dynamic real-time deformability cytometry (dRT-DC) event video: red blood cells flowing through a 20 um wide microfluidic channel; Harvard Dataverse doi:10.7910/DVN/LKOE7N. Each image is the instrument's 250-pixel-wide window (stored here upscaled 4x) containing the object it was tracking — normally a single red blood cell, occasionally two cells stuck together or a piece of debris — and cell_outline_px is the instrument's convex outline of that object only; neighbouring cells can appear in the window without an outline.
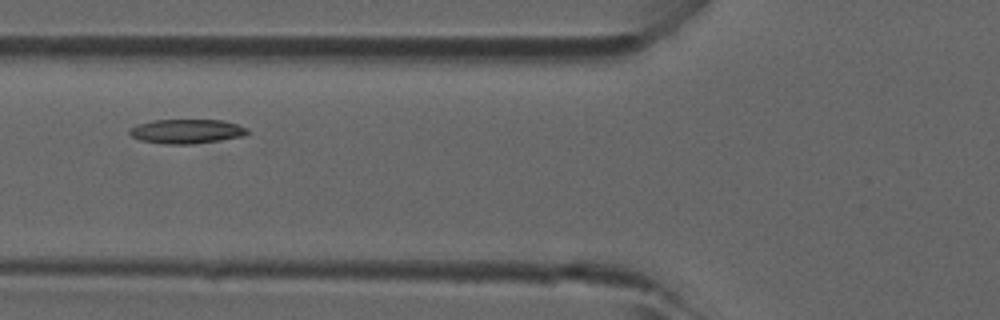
{"species": "common noctule bat (a hibernating species)", "species_latin": "Nyctalus noctula", "temperature_condition": "room temperature", "stored_images_in_passage": 5, "camera_frame_rate_fps": 3000, "um_per_image_px": 0.085, "animal": {"sex": "male", "forearm_length_mm": 52.5}, "frame": {"image": 1, "passage_image": 5, "time_ms": 1.333, "image_size_px": [1000, 320], "cell_outline_px": [[248, 132], [244, 136], [220, 140], [192, 144], [164, 144], [140, 140], [132, 136], [128, 132], [128, 128], [136, 124], [152, 120], [224, 120], [248, 128]], "centroid_in_image_um": [15.83, 11.16], "position_along_channel_um": 110.0, "area_um2": 16.82}}